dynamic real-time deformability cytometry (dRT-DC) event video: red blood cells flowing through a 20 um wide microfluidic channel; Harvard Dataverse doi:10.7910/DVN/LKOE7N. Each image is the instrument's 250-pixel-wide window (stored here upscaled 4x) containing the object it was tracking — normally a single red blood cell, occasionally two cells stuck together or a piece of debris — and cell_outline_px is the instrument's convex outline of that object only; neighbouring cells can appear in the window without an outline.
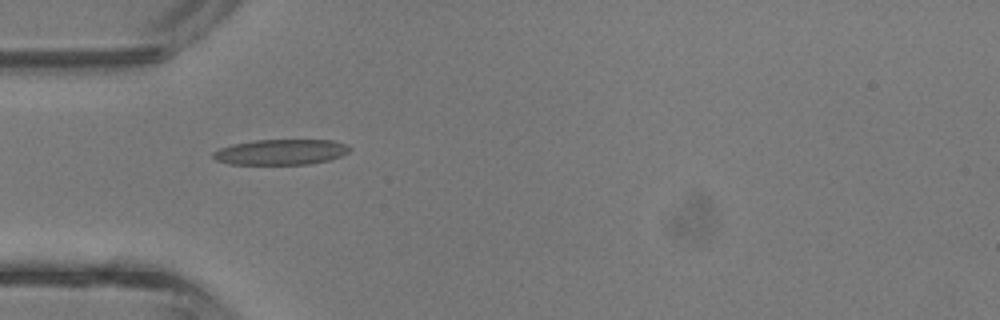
{"species": "common noctule bat (a hibernating species)", "species_latin": "Nyctalus noctula", "temperature_condition": "room temperature", "stored_images_in_passage": 4, "camera_frame_rate_fps": 3000, "um_per_image_px": 0.085, "animal": {"sex": "male", "body_mass_g": 13.3}, "frame": {"image": 1, "passage_image": 4, "time_ms": 1.0, "image_size_px": [1000, 320], "cell_outline_px": [[352, 148], [348, 152], [340, 156], [328, 160], [308, 164], [228, 164], [216, 160], [212, 156], [212, 152], [220, 148], [232, 144], [256, 140], [332, 140], [344, 144]], "centroid_in_image_um": [23.84, 12.92], "position_along_channel_um": 61.2, "area_um2": 20.17}}